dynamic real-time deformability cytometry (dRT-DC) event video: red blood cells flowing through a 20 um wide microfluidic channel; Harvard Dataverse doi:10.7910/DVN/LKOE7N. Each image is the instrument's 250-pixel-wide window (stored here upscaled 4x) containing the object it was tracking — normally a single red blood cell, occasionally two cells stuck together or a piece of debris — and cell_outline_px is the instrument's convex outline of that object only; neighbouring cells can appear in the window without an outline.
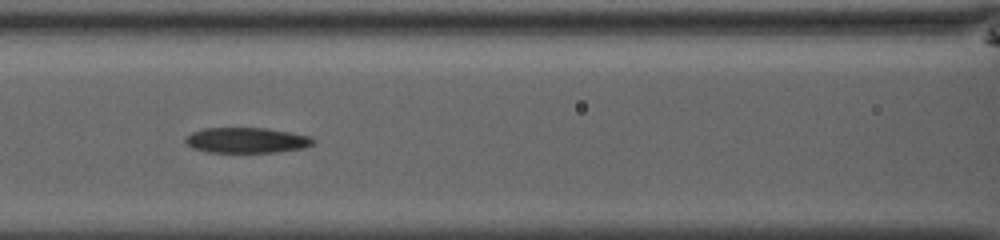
{"species": "common noctule bat (a hibernating species)", "species_latin": "Nyctalus noctula", "temperature_condition": "room temperature", "stored_images_in_passage": 13, "camera_frame_rate_fps": 3000, "um_per_image_px": 0.085, "animal": {"sex": "male", "body_mass_g": 13.0, "forearm_length_mm": 53.1}, "frame": {"image": 1, "passage_image": 8, "time_ms": 2.333, "image_size_px": [1000, 240], "cell_outline_px": [[316, 140], [312, 144], [304, 148], [276, 152], [208, 152], [192, 148], [184, 140], [192, 132], [204, 128], [268, 128], [308, 136]], "centroid_in_image_um": [20.96, 11.92], "position_along_channel_um": 145.6, "area_um2": 18.79}}
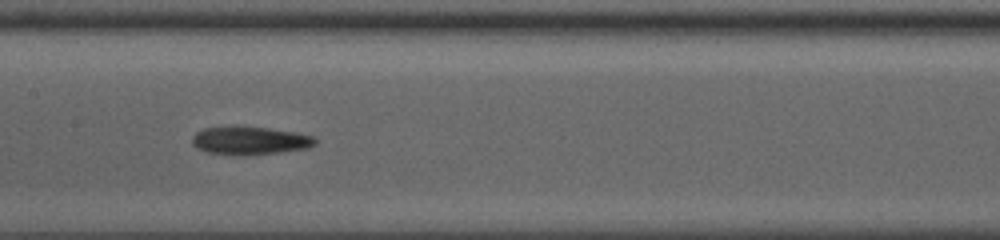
{"frame": {"image": 2, "passage_image": 11, "time_ms": 3.333, "image_size_px": [1000, 240], "cell_outline_px": [[316, 144], [308, 148], [244, 156], [240, 156], [208, 152], [196, 148], [192, 144], [192, 136], [196, 132], [204, 128], [268, 128], [292, 132], [312, 136], [316, 140]], "centroid_in_image_um": [21.21, 11.98], "position_along_channel_um": 186.2, "area_um2": 19.59}}